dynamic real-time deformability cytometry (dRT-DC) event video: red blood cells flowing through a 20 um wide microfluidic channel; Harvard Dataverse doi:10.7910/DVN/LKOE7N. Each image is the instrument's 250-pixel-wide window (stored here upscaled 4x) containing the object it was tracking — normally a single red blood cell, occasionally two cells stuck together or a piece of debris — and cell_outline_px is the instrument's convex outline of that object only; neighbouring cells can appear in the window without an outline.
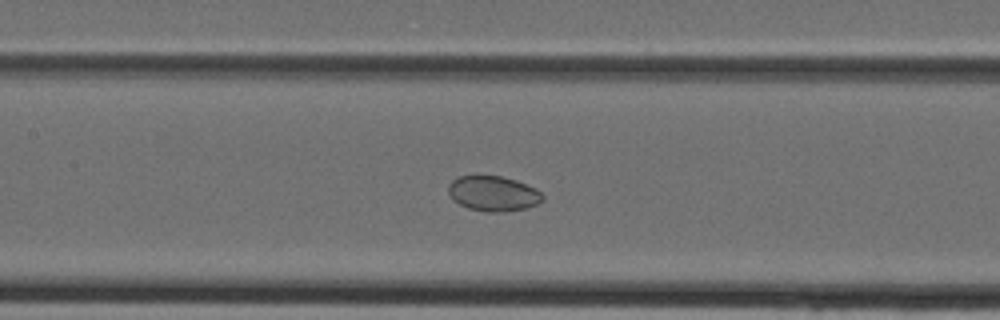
{"species": "Egyptian fruit bat (a non-hibernating species)", "species_latin": "Rousettus aegyptiacus", "temperature_condition": "cold", "stored_images_in_passage": 27, "camera_frame_rate_fps": 3000, "um_per_image_px": 0.085, "animal": {"sex": "female"}, "frame": {"image": 1, "passage_image": 6, "time_ms": 1.667, "image_size_px": [1000, 320], "cell_outline_px": [[544, 200], [536, 204], [524, 208], [504, 212], [484, 212], [468, 208], [452, 200], [448, 192], [448, 184], [452, 180], [460, 176], [500, 176], [516, 180], [536, 188], [544, 196]], "centroid_in_image_um": [41.91, 16.46], "position_along_channel_um": 165.5, "area_um2": 19.36}}
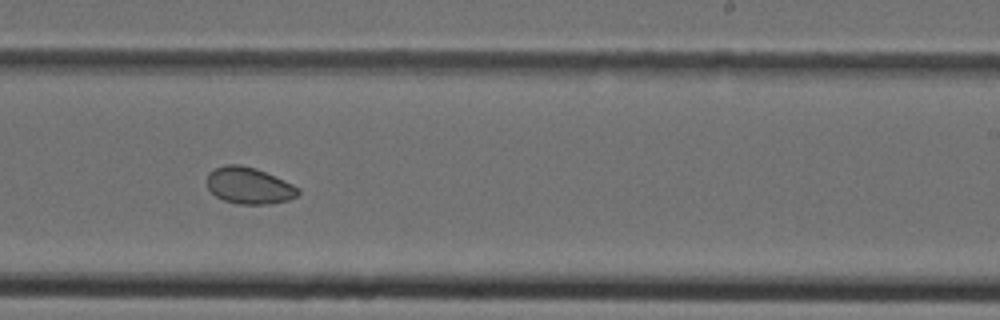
{"frame": {"image": 2, "passage_image": 12, "time_ms": 3.667, "image_size_px": [1000, 320], "cell_outline_px": [[300, 192], [296, 196], [288, 200], [268, 204], [240, 204], [224, 200], [216, 196], [208, 188], [208, 172], [216, 168], [228, 164], [240, 164], [256, 168], [292, 184], [300, 188]], "centroid_in_image_um": [21.17, 15.77], "position_along_channel_um": 267.8, "area_um2": 19.25}}
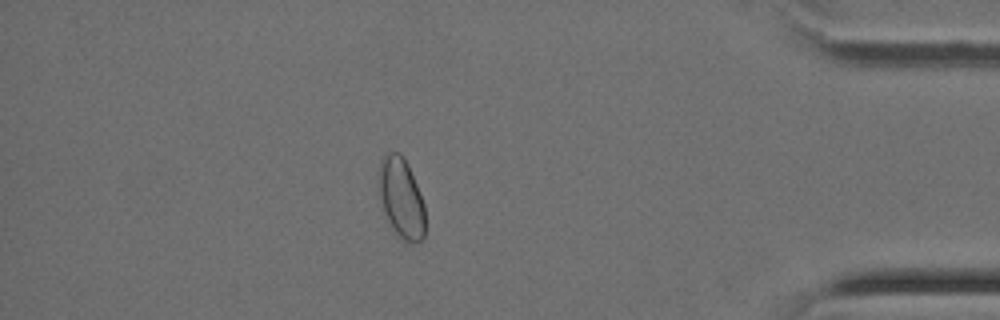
{"frame": {"image": 3, "passage_image": 22, "time_ms": 7.0, "image_size_px": [1000, 320], "cell_outline_px": [[424, 236], [420, 240], [404, 240], [396, 232], [380, 208], [380, 160], [388, 152], [400, 152], [404, 156], [408, 164], [424, 204]], "centroid_in_image_um": [34.09, 16.78], "position_along_channel_um": 401.1, "area_um2": 21.15}}